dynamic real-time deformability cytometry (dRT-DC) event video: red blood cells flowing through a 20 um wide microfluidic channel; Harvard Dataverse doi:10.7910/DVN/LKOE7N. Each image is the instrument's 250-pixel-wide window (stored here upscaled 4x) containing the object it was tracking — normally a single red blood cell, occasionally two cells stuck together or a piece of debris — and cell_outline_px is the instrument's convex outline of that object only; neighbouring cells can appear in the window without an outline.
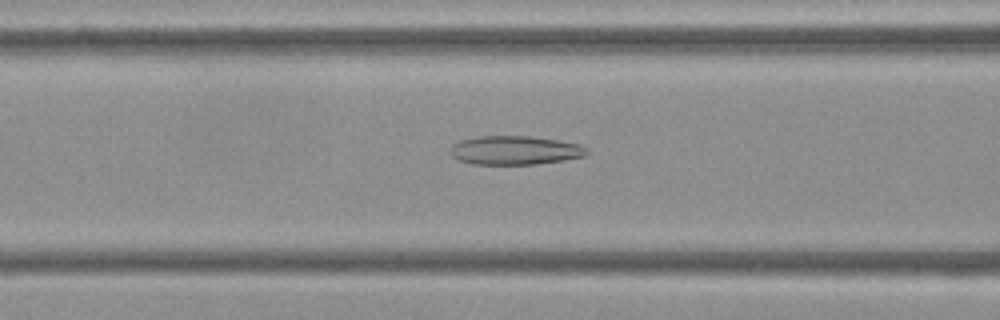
{"species": "Egyptian fruit bat (a non-hibernating species)", "species_latin": "Rousettus aegyptiacus", "temperature_condition": "cold", "stored_images_in_passage": 53, "camera_frame_rate_fps": 3000, "um_per_image_px": 0.085, "frame": {"image": 1, "passage_image": 21, "time_ms": 6.667, "image_size_px": [1000, 320], "cell_outline_px": [[588, 152], [584, 156], [564, 160], [536, 164], [472, 164], [460, 160], [452, 156], [448, 152], [452, 144], [460, 140], [480, 136], [528, 136], [556, 140], [580, 144], [588, 148]], "centroid_in_image_um": [43.75, 12.77], "position_along_channel_um": 122.9, "area_um2": 22.95}}
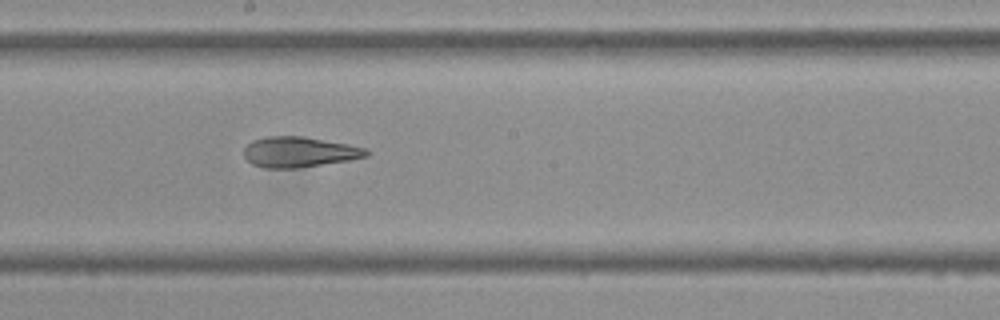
{"frame": {"image": 2, "passage_image": 29, "time_ms": 9.333, "image_size_px": [1000, 320], "cell_outline_px": [[368, 156], [348, 160], [296, 168], [264, 168], [252, 164], [244, 156], [244, 148], [252, 140], [268, 136], [304, 136], [348, 144], [368, 148]], "centroid_in_image_um": [25.42, 12.91], "position_along_channel_um": 222.8, "area_um2": 21.68}}
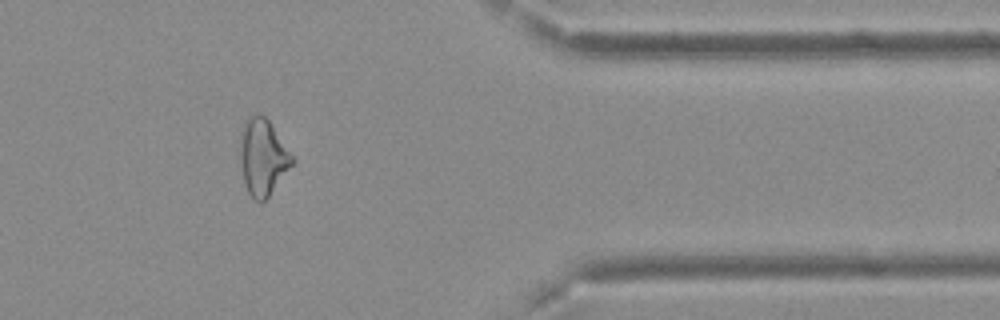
{"frame": {"image": 3, "passage_image": 44, "time_ms": 14.333, "image_size_px": [1000, 320], "cell_outline_px": [[296, 160], [268, 196], [260, 204], [248, 192], [244, 180], [240, 160], [240, 144], [244, 120], [248, 116], [256, 112], [264, 116], [268, 120]], "centroid_in_image_um": [22.33, 13.32], "position_along_channel_um": 389.1, "area_um2": 22.89}, "authors_computed_cell_mechanics": {"area_um2": 23.9292, "velocity_mm_per_s": 3.7389, "shape_relaxation_time_tau1_ms": null, "shape_relaxation_time_tau2_ms": 4.0187, "deformation_change_tau1": null, "deformation_change_tau2": 0.144}}